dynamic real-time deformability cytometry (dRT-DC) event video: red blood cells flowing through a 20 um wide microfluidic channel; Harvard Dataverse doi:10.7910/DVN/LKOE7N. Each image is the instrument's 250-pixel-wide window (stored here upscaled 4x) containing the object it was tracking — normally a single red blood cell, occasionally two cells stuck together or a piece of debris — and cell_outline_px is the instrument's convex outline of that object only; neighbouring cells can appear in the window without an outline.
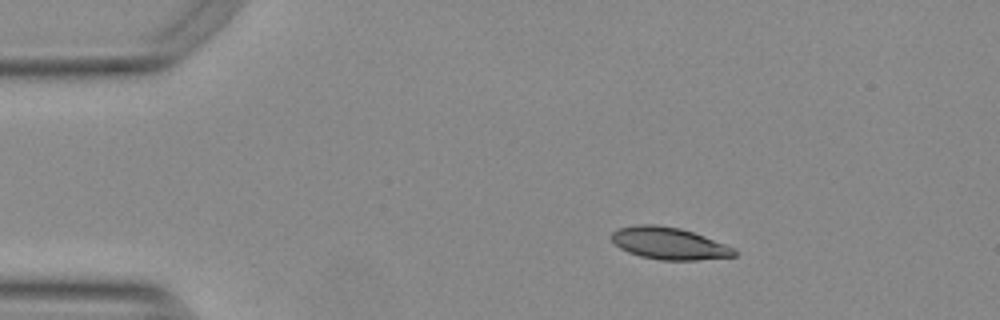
{"species": "Egyptian fruit bat (a non-hibernating species)", "species_latin": "Rousettus aegyptiacus", "temperature_condition": "warm", "stored_images_in_passage": 44, "camera_frame_rate_fps": 3000, "um_per_image_px": 0.085, "animal": {"sex": "female"}, "frame": {"image": 1, "passage_image": 1, "time_ms": 0.0, "image_size_px": [1000, 320], "cell_outline_px": [[736, 256], [696, 260], [660, 260], [640, 256], [628, 252], [620, 248], [612, 240], [612, 232], [616, 228], [636, 224], [656, 224], [680, 228], [704, 236], [736, 248]], "centroid_in_image_um": [56.86, 20.68], "position_along_channel_um": 28.1, "area_um2": 23.0}}
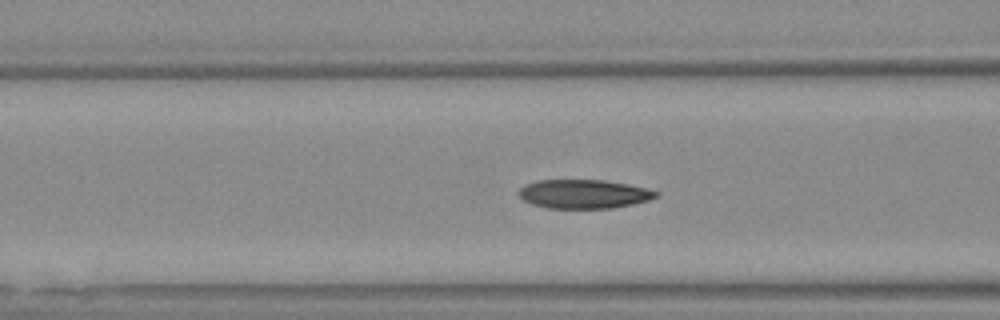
{"frame": {"image": 2, "passage_image": 13, "time_ms": 4.0, "image_size_px": [1000, 320], "cell_outline_px": [[660, 196], [648, 200], [632, 204], [612, 208], [548, 208], [532, 204], [524, 200], [516, 192], [524, 184], [536, 180], [604, 180], [628, 184], [660, 192]], "centroid_in_image_um": [49.6, 16.48], "position_along_channel_um": 117.0, "area_um2": 23.18}}
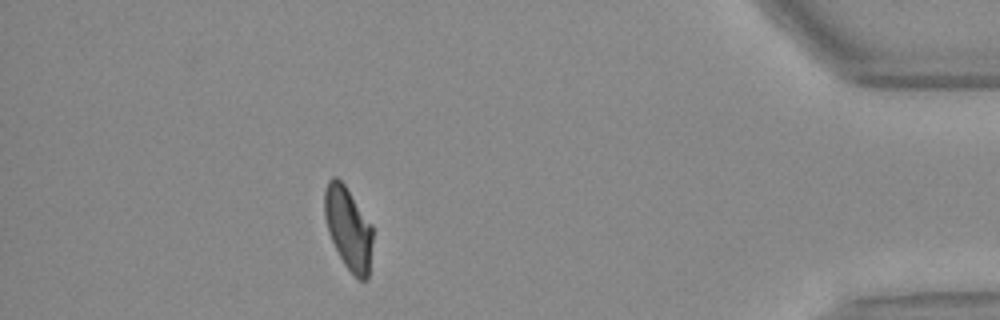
{"frame": {"image": 3, "passage_image": 40, "time_ms": 13.0, "image_size_px": [1000, 320], "cell_outline_px": [[372, 240], [368, 280], [356, 280], [344, 264], [328, 232], [324, 216], [324, 192], [328, 180], [332, 176], [336, 176], [344, 184], [372, 224]], "centroid_in_image_um": [29.6, 19.41], "position_along_channel_um": 405.6, "area_um2": 23.24}}